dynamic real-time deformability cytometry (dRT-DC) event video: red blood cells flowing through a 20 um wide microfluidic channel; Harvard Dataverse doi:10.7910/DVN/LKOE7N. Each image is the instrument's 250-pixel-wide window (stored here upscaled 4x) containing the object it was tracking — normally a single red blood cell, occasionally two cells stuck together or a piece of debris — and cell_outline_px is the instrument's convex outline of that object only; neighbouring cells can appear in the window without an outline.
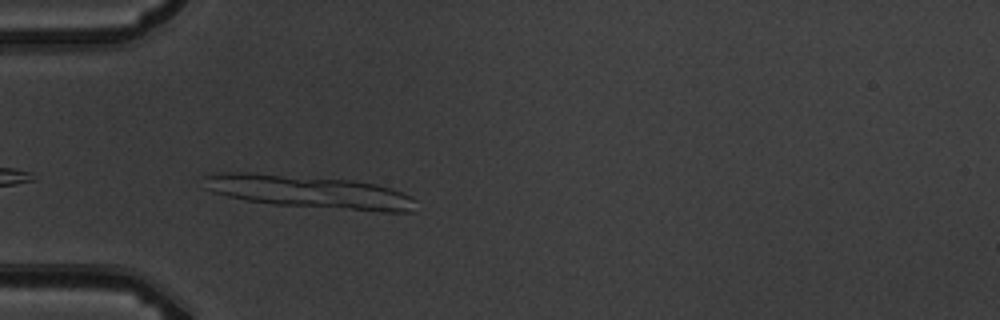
{"species": "common noctule bat (a hibernating species)", "species_latin": "Nyctalus noctula", "temperature_condition": "warm", "stored_images_in_passage": 5, "camera_frame_rate_fps": 3000, "um_per_image_px": 0.085, "animal": {"sex": "male", "body_mass_g": 19.5, "forearm_length_mm": 54.6}, "frame": {"image": 1, "passage_image": 5, "time_ms": 4.333, "image_size_px": [1000, 320], "cell_outline_px": [[416, 212], [380, 212], [272, 204], [244, 200], [212, 192], [204, 188], [204, 176], [212, 172], [248, 172], [352, 180], [376, 184], [392, 188], [412, 196], [416, 200]], "centroid_in_image_um": [26.31, 16.31], "position_along_channel_um": 58.7, "area_um2": 41.04}}